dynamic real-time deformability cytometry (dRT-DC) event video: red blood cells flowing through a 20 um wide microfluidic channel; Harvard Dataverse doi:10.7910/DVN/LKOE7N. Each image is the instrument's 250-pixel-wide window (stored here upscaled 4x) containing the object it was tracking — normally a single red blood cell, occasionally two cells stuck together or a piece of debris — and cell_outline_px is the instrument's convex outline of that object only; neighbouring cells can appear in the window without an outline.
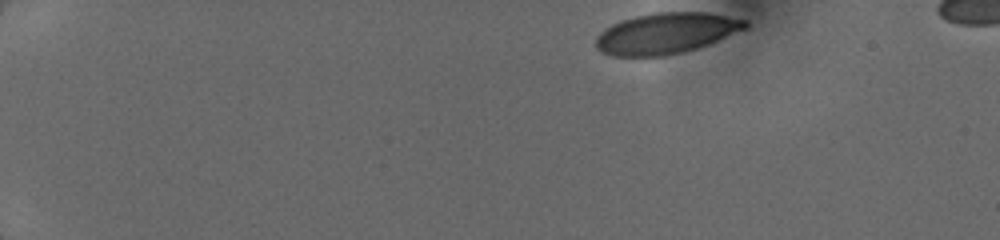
{"species": "human", "species_latin": "Homo sapiens", "temperature_condition": "cold", "stored_images_in_passage": 8, "camera_frame_rate_fps": 3000, "um_per_image_px": 0.085, "donor": {"sex": "female"}, "frame": {"image": 1, "passage_image": 1, "time_ms": 0.0, "image_size_px": [1000, 240], "cell_outline_px": [[748, 28], [708, 44], [684, 52], [664, 56], [612, 56], [600, 52], [596, 48], [596, 36], [604, 28], [620, 20], [652, 12], [708, 12], [748, 20]], "centroid_in_image_um": [56.6, 2.82], "position_along_channel_um": 28.4, "area_um2": 35.89}}
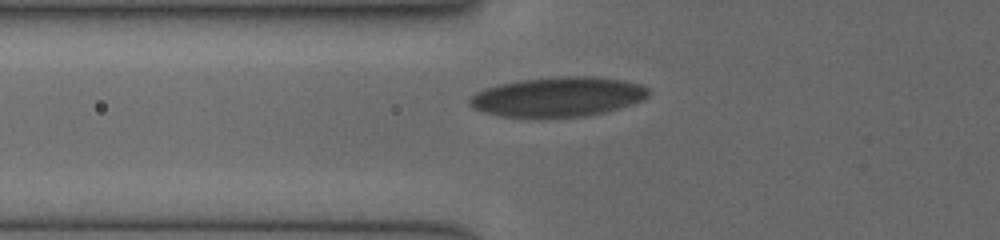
{"frame": {"image": 2, "passage_image": 6, "time_ms": 4.0, "image_size_px": [1000, 240], "cell_outline_px": [[648, 96], [644, 100], [604, 112], [580, 116], [504, 116], [484, 112], [468, 104], [468, 100], [476, 92], [484, 88], [500, 84], [520, 80], [556, 76], [596, 76], [624, 80], [640, 84], [648, 88]], "centroid_in_image_um": [47.44, 8.2], "position_along_channel_um": 78.4, "area_um2": 40.86}}
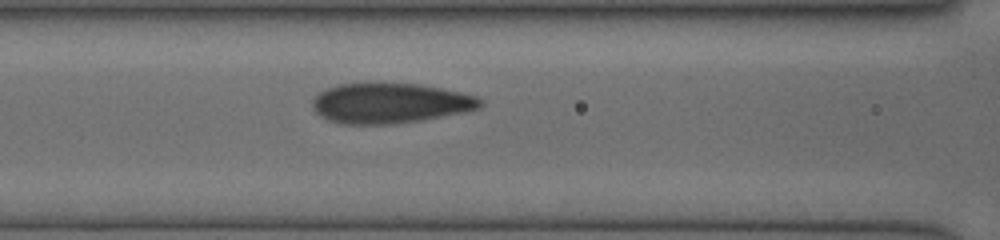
{"frame": {"image": 3, "passage_image": 8, "time_ms": 5.333, "image_size_px": [1000, 240], "cell_outline_px": [[484, 104], [480, 108], [464, 112], [420, 120], [388, 124], [344, 124], [328, 120], [320, 116], [312, 108], [312, 100], [320, 92], [336, 84], [368, 80], [420, 84], [460, 92], [476, 96], [484, 100]], "centroid_in_image_um": [33.12, 8.72], "position_along_channel_um": 133.5, "area_um2": 40.23}}